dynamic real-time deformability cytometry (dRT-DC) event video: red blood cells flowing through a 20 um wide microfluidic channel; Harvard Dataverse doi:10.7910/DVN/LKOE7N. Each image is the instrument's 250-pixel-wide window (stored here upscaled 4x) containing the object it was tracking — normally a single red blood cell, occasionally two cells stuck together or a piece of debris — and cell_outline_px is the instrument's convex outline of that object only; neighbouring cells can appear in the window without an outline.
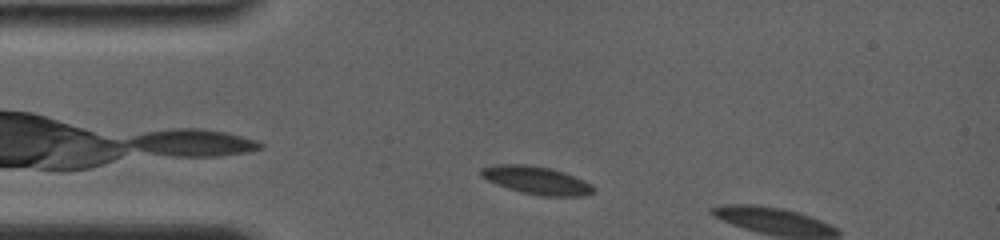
{"species": "common noctule bat (a hibernating species)", "species_latin": "Nyctalus noctula", "temperature_condition": "room temperature", "stored_images_in_passage": 8, "camera_frame_rate_fps": 4000, "um_per_image_px": 0.085, "animal": {"sex": "female", "body_mass_g": 19.0, "forearm_length_mm": 56.7}, "frame": {"image": 1, "passage_image": 5, "time_ms": 1.0, "image_size_px": [1000, 240], "cell_outline_px": [[596, 192], [588, 196], [544, 196], [524, 192], [508, 188], [488, 180], [480, 176], [480, 168], [496, 164], [524, 164], [552, 168], [576, 176], [592, 184], [596, 188]], "centroid_in_image_um": [45.68, 15.32], "position_along_channel_um": 39.3, "area_um2": 18.44}}